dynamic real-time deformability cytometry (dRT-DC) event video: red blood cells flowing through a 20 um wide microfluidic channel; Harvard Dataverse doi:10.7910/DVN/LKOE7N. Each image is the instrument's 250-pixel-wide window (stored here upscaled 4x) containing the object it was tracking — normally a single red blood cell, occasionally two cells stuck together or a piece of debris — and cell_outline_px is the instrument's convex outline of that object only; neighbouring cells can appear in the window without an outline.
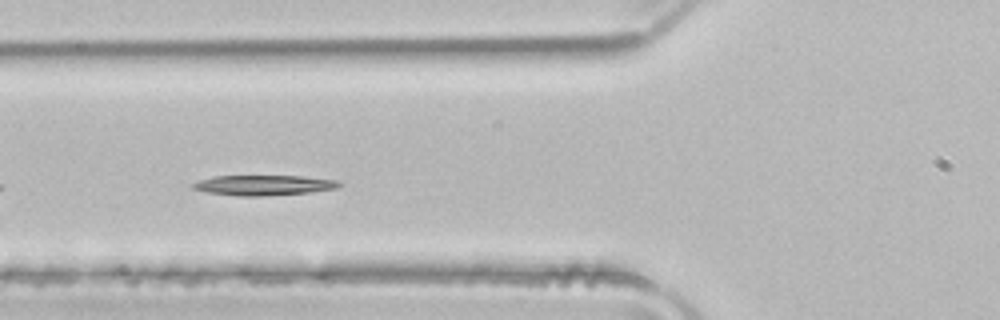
{"species": "common noctule bat (a hibernating species)", "species_latin": "Nyctalus noctula", "temperature_condition": "room temperature", "stored_images_in_passage": 38, "camera_frame_rate_fps": 3000, "um_per_image_px": 0.085, "animal": {"sex": "male", "body_mass_g": 21.5, "forearm_length_mm": 52.0}, "frame": {"image": 1, "passage_image": 5, "time_ms": 1.333, "image_size_px": [1000, 320], "cell_outline_px": [[340, 184], [336, 188], [312, 192], [264, 196], [236, 196], [204, 192], [192, 188], [192, 184], [200, 180], [212, 176], [304, 176], [336, 180]], "centroid_in_image_um": [22.37, 15.75], "position_along_channel_um": 103.4, "area_um2": 17.22}}
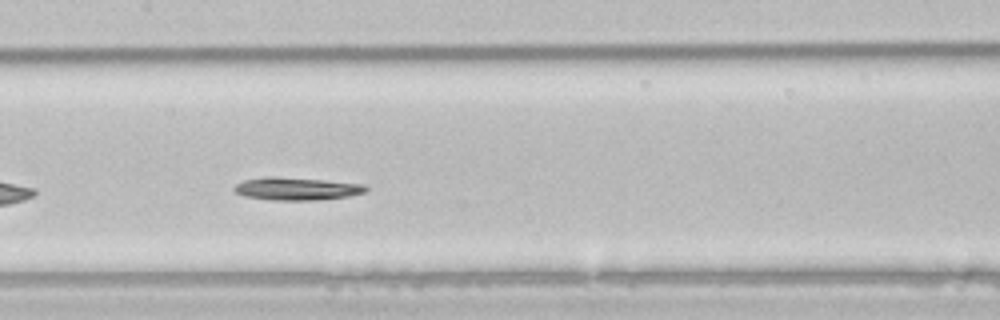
{"frame": {"image": 2, "passage_image": 11, "time_ms": 3.333, "image_size_px": [1000, 320], "cell_outline_px": [[368, 188], [364, 192], [348, 196], [320, 200], [272, 200], [244, 196], [236, 192], [232, 188], [236, 184], [244, 180], [324, 180], [364, 184]], "centroid_in_image_um": [25.3, 16.1], "position_along_channel_um": 182.1, "area_um2": 16.18}}
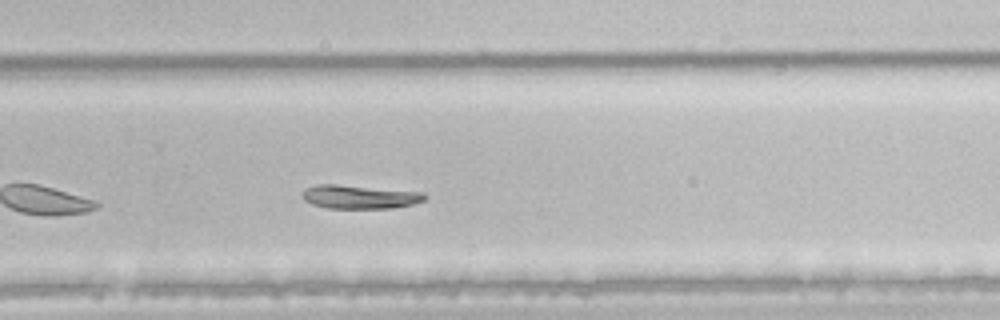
{"frame": {"image": 3, "passage_image": 20, "time_ms": 6.333, "image_size_px": [1000, 320], "cell_outline_px": [[424, 200], [412, 204], [392, 208], [328, 208], [312, 204], [304, 200], [304, 192], [308, 188], [316, 184], [332, 184], [420, 192], [424, 196]], "centroid_in_image_um": [30.53, 16.74], "position_along_channel_um": 299.3, "area_um2": 16.3}, "authors_computed_cell_mechanics": {"area_um2": 17.3689, "velocity_mm_per_s": 3.9232, "shape_relaxation_time_tau1_ms": 5.542, "shape_relaxation_time_tau2_ms": null, "deformation_change_tau1": 0.1307, "deformation_change_tau2": null}}